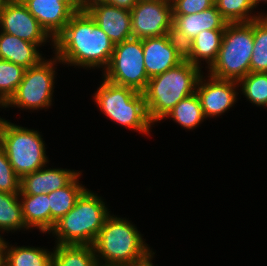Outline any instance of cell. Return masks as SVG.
Masks as SVG:
<instances>
[{
  "label": "cell",
  "mask_w": 267,
  "mask_h": 266,
  "mask_svg": "<svg viewBox=\"0 0 267 266\" xmlns=\"http://www.w3.org/2000/svg\"><path fill=\"white\" fill-rule=\"evenodd\" d=\"M114 47L108 35L84 10L76 12L54 39L53 51L63 65L105 70Z\"/></svg>",
  "instance_id": "1"
},
{
  "label": "cell",
  "mask_w": 267,
  "mask_h": 266,
  "mask_svg": "<svg viewBox=\"0 0 267 266\" xmlns=\"http://www.w3.org/2000/svg\"><path fill=\"white\" fill-rule=\"evenodd\" d=\"M203 72L188 60L149 78L142 92L150 120L155 124L181 100L196 92V85Z\"/></svg>",
  "instance_id": "2"
},
{
  "label": "cell",
  "mask_w": 267,
  "mask_h": 266,
  "mask_svg": "<svg viewBox=\"0 0 267 266\" xmlns=\"http://www.w3.org/2000/svg\"><path fill=\"white\" fill-rule=\"evenodd\" d=\"M92 190L86 189L75 206L49 232L57 245H93L110 214L106 203ZM57 237V238H56Z\"/></svg>",
  "instance_id": "3"
},
{
  "label": "cell",
  "mask_w": 267,
  "mask_h": 266,
  "mask_svg": "<svg viewBox=\"0 0 267 266\" xmlns=\"http://www.w3.org/2000/svg\"><path fill=\"white\" fill-rule=\"evenodd\" d=\"M131 221L109 214L93 244L101 266H123L144 257L150 249Z\"/></svg>",
  "instance_id": "4"
},
{
  "label": "cell",
  "mask_w": 267,
  "mask_h": 266,
  "mask_svg": "<svg viewBox=\"0 0 267 266\" xmlns=\"http://www.w3.org/2000/svg\"><path fill=\"white\" fill-rule=\"evenodd\" d=\"M102 80L93 97L100 111L126 129L151 134L154 123L149 118L143 93Z\"/></svg>",
  "instance_id": "5"
},
{
  "label": "cell",
  "mask_w": 267,
  "mask_h": 266,
  "mask_svg": "<svg viewBox=\"0 0 267 266\" xmlns=\"http://www.w3.org/2000/svg\"><path fill=\"white\" fill-rule=\"evenodd\" d=\"M253 47L254 20L246 23H228L217 59L209 68L208 75L238 82L250 73Z\"/></svg>",
  "instance_id": "6"
},
{
  "label": "cell",
  "mask_w": 267,
  "mask_h": 266,
  "mask_svg": "<svg viewBox=\"0 0 267 266\" xmlns=\"http://www.w3.org/2000/svg\"><path fill=\"white\" fill-rule=\"evenodd\" d=\"M41 135L37 130L16 125L0 117V146L20 178L49 163Z\"/></svg>",
  "instance_id": "7"
},
{
  "label": "cell",
  "mask_w": 267,
  "mask_h": 266,
  "mask_svg": "<svg viewBox=\"0 0 267 266\" xmlns=\"http://www.w3.org/2000/svg\"><path fill=\"white\" fill-rule=\"evenodd\" d=\"M43 59L38 65L25 70L23 79L15 93L4 104L3 108L18 107L21 110H43L52 105L54 83L59 58Z\"/></svg>",
  "instance_id": "8"
},
{
  "label": "cell",
  "mask_w": 267,
  "mask_h": 266,
  "mask_svg": "<svg viewBox=\"0 0 267 266\" xmlns=\"http://www.w3.org/2000/svg\"><path fill=\"white\" fill-rule=\"evenodd\" d=\"M143 57V40L141 39L132 37L116 44L102 78L142 93L149 80Z\"/></svg>",
  "instance_id": "9"
},
{
  "label": "cell",
  "mask_w": 267,
  "mask_h": 266,
  "mask_svg": "<svg viewBox=\"0 0 267 266\" xmlns=\"http://www.w3.org/2000/svg\"><path fill=\"white\" fill-rule=\"evenodd\" d=\"M133 38L146 39L172 33V3L138 0L130 11Z\"/></svg>",
  "instance_id": "10"
},
{
  "label": "cell",
  "mask_w": 267,
  "mask_h": 266,
  "mask_svg": "<svg viewBox=\"0 0 267 266\" xmlns=\"http://www.w3.org/2000/svg\"><path fill=\"white\" fill-rule=\"evenodd\" d=\"M0 29L1 32L14 35L38 46H44L51 40L54 48V39L28 11L21 0H14L0 8Z\"/></svg>",
  "instance_id": "11"
},
{
  "label": "cell",
  "mask_w": 267,
  "mask_h": 266,
  "mask_svg": "<svg viewBox=\"0 0 267 266\" xmlns=\"http://www.w3.org/2000/svg\"><path fill=\"white\" fill-rule=\"evenodd\" d=\"M203 74L202 72L196 85V94L203 113L206 118L221 116L237 102L238 82L218 79L207 74L203 77ZM205 77L208 79L206 80Z\"/></svg>",
  "instance_id": "12"
},
{
  "label": "cell",
  "mask_w": 267,
  "mask_h": 266,
  "mask_svg": "<svg viewBox=\"0 0 267 266\" xmlns=\"http://www.w3.org/2000/svg\"><path fill=\"white\" fill-rule=\"evenodd\" d=\"M143 53L148 78L162 74L185 60L184 47L172 34L143 39Z\"/></svg>",
  "instance_id": "13"
},
{
  "label": "cell",
  "mask_w": 267,
  "mask_h": 266,
  "mask_svg": "<svg viewBox=\"0 0 267 266\" xmlns=\"http://www.w3.org/2000/svg\"><path fill=\"white\" fill-rule=\"evenodd\" d=\"M85 11L115 45L133 37L130 11L104 2L93 3Z\"/></svg>",
  "instance_id": "14"
},
{
  "label": "cell",
  "mask_w": 267,
  "mask_h": 266,
  "mask_svg": "<svg viewBox=\"0 0 267 266\" xmlns=\"http://www.w3.org/2000/svg\"><path fill=\"white\" fill-rule=\"evenodd\" d=\"M228 22L216 6L195 14L173 15L172 36L185 47L203 30L225 29Z\"/></svg>",
  "instance_id": "15"
},
{
  "label": "cell",
  "mask_w": 267,
  "mask_h": 266,
  "mask_svg": "<svg viewBox=\"0 0 267 266\" xmlns=\"http://www.w3.org/2000/svg\"><path fill=\"white\" fill-rule=\"evenodd\" d=\"M45 31L55 39L76 13L67 3L57 0H21Z\"/></svg>",
  "instance_id": "16"
},
{
  "label": "cell",
  "mask_w": 267,
  "mask_h": 266,
  "mask_svg": "<svg viewBox=\"0 0 267 266\" xmlns=\"http://www.w3.org/2000/svg\"><path fill=\"white\" fill-rule=\"evenodd\" d=\"M45 167L20 178L19 194H48L67 186L80 173L78 170Z\"/></svg>",
  "instance_id": "17"
},
{
  "label": "cell",
  "mask_w": 267,
  "mask_h": 266,
  "mask_svg": "<svg viewBox=\"0 0 267 266\" xmlns=\"http://www.w3.org/2000/svg\"><path fill=\"white\" fill-rule=\"evenodd\" d=\"M225 29L203 30L197 34L185 47V59L200 69L202 61L208 64L209 69L215 62L221 46Z\"/></svg>",
  "instance_id": "18"
},
{
  "label": "cell",
  "mask_w": 267,
  "mask_h": 266,
  "mask_svg": "<svg viewBox=\"0 0 267 266\" xmlns=\"http://www.w3.org/2000/svg\"><path fill=\"white\" fill-rule=\"evenodd\" d=\"M38 45L0 31V59L28 69L38 65L44 58Z\"/></svg>",
  "instance_id": "19"
},
{
  "label": "cell",
  "mask_w": 267,
  "mask_h": 266,
  "mask_svg": "<svg viewBox=\"0 0 267 266\" xmlns=\"http://www.w3.org/2000/svg\"><path fill=\"white\" fill-rule=\"evenodd\" d=\"M23 219L30 230L39 229L41 233L51 231V210L48 194L28 195L19 194Z\"/></svg>",
  "instance_id": "20"
},
{
  "label": "cell",
  "mask_w": 267,
  "mask_h": 266,
  "mask_svg": "<svg viewBox=\"0 0 267 266\" xmlns=\"http://www.w3.org/2000/svg\"><path fill=\"white\" fill-rule=\"evenodd\" d=\"M80 172L67 186L48 193L51 210V230L60 218L66 215L74 206L77 199L87 189L79 182Z\"/></svg>",
  "instance_id": "21"
},
{
  "label": "cell",
  "mask_w": 267,
  "mask_h": 266,
  "mask_svg": "<svg viewBox=\"0 0 267 266\" xmlns=\"http://www.w3.org/2000/svg\"><path fill=\"white\" fill-rule=\"evenodd\" d=\"M5 240L4 266H53V251L33 246L9 245Z\"/></svg>",
  "instance_id": "22"
},
{
  "label": "cell",
  "mask_w": 267,
  "mask_h": 266,
  "mask_svg": "<svg viewBox=\"0 0 267 266\" xmlns=\"http://www.w3.org/2000/svg\"><path fill=\"white\" fill-rule=\"evenodd\" d=\"M53 250V266H101L93 245H57Z\"/></svg>",
  "instance_id": "23"
},
{
  "label": "cell",
  "mask_w": 267,
  "mask_h": 266,
  "mask_svg": "<svg viewBox=\"0 0 267 266\" xmlns=\"http://www.w3.org/2000/svg\"><path fill=\"white\" fill-rule=\"evenodd\" d=\"M171 118L182 128L193 130L206 119L196 92L179 101L163 119Z\"/></svg>",
  "instance_id": "24"
},
{
  "label": "cell",
  "mask_w": 267,
  "mask_h": 266,
  "mask_svg": "<svg viewBox=\"0 0 267 266\" xmlns=\"http://www.w3.org/2000/svg\"><path fill=\"white\" fill-rule=\"evenodd\" d=\"M21 229L28 230L23 219L19 194L0 192V233H14ZM0 237L3 238L1 234Z\"/></svg>",
  "instance_id": "25"
},
{
  "label": "cell",
  "mask_w": 267,
  "mask_h": 266,
  "mask_svg": "<svg viewBox=\"0 0 267 266\" xmlns=\"http://www.w3.org/2000/svg\"><path fill=\"white\" fill-rule=\"evenodd\" d=\"M214 5L228 23L251 22L264 15L257 13L252 0H214Z\"/></svg>",
  "instance_id": "26"
},
{
  "label": "cell",
  "mask_w": 267,
  "mask_h": 266,
  "mask_svg": "<svg viewBox=\"0 0 267 266\" xmlns=\"http://www.w3.org/2000/svg\"><path fill=\"white\" fill-rule=\"evenodd\" d=\"M250 72L267 73V14L254 20V47Z\"/></svg>",
  "instance_id": "27"
},
{
  "label": "cell",
  "mask_w": 267,
  "mask_h": 266,
  "mask_svg": "<svg viewBox=\"0 0 267 266\" xmlns=\"http://www.w3.org/2000/svg\"><path fill=\"white\" fill-rule=\"evenodd\" d=\"M240 93L257 107H267V73L250 72L238 81Z\"/></svg>",
  "instance_id": "28"
},
{
  "label": "cell",
  "mask_w": 267,
  "mask_h": 266,
  "mask_svg": "<svg viewBox=\"0 0 267 266\" xmlns=\"http://www.w3.org/2000/svg\"><path fill=\"white\" fill-rule=\"evenodd\" d=\"M26 68L0 59V102L4 105L21 83Z\"/></svg>",
  "instance_id": "29"
},
{
  "label": "cell",
  "mask_w": 267,
  "mask_h": 266,
  "mask_svg": "<svg viewBox=\"0 0 267 266\" xmlns=\"http://www.w3.org/2000/svg\"><path fill=\"white\" fill-rule=\"evenodd\" d=\"M0 192L19 194L20 177L15 173L5 151L0 146Z\"/></svg>",
  "instance_id": "30"
},
{
  "label": "cell",
  "mask_w": 267,
  "mask_h": 266,
  "mask_svg": "<svg viewBox=\"0 0 267 266\" xmlns=\"http://www.w3.org/2000/svg\"><path fill=\"white\" fill-rule=\"evenodd\" d=\"M173 15L195 14L214 6V0H172Z\"/></svg>",
  "instance_id": "31"
},
{
  "label": "cell",
  "mask_w": 267,
  "mask_h": 266,
  "mask_svg": "<svg viewBox=\"0 0 267 266\" xmlns=\"http://www.w3.org/2000/svg\"><path fill=\"white\" fill-rule=\"evenodd\" d=\"M137 1L138 0H102L101 2L131 11Z\"/></svg>",
  "instance_id": "32"
},
{
  "label": "cell",
  "mask_w": 267,
  "mask_h": 266,
  "mask_svg": "<svg viewBox=\"0 0 267 266\" xmlns=\"http://www.w3.org/2000/svg\"><path fill=\"white\" fill-rule=\"evenodd\" d=\"M155 253L151 250L144 257L139 260L133 261L130 264H126L123 266H154L151 262L154 258Z\"/></svg>",
  "instance_id": "33"
},
{
  "label": "cell",
  "mask_w": 267,
  "mask_h": 266,
  "mask_svg": "<svg viewBox=\"0 0 267 266\" xmlns=\"http://www.w3.org/2000/svg\"><path fill=\"white\" fill-rule=\"evenodd\" d=\"M64 1L67 3L75 12L84 11V9L80 6L78 0H57Z\"/></svg>",
  "instance_id": "34"
},
{
  "label": "cell",
  "mask_w": 267,
  "mask_h": 266,
  "mask_svg": "<svg viewBox=\"0 0 267 266\" xmlns=\"http://www.w3.org/2000/svg\"><path fill=\"white\" fill-rule=\"evenodd\" d=\"M5 238L0 239V266H4L5 260Z\"/></svg>",
  "instance_id": "35"
},
{
  "label": "cell",
  "mask_w": 267,
  "mask_h": 266,
  "mask_svg": "<svg viewBox=\"0 0 267 266\" xmlns=\"http://www.w3.org/2000/svg\"><path fill=\"white\" fill-rule=\"evenodd\" d=\"M102 0H78L80 6L85 10L89 5L101 2Z\"/></svg>",
  "instance_id": "36"
},
{
  "label": "cell",
  "mask_w": 267,
  "mask_h": 266,
  "mask_svg": "<svg viewBox=\"0 0 267 266\" xmlns=\"http://www.w3.org/2000/svg\"><path fill=\"white\" fill-rule=\"evenodd\" d=\"M252 1L256 8L258 7L259 3H262V2H264V4L267 3V0H252Z\"/></svg>",
  "instance_id": "37"
},
{
  "label": "cell",
  "mask_w": 267,
  "mask_h": 266,
  "mask_svg": "<svg viewBox=\"0 0 267 266\" xmlns=\"http://www.w3.org/2000/svg\"><path fill=\"white\" fill-rule=\"evenodd\" d=\"M14 0H0V8Z\"/></svg>",
  "instance_id": "38"
},
{
  "label": "cell",
  "mask_w": 267,
  "mask_h": 266,
  "mask_svg": "<svg viewBox=\"0 0 267 266\" xmlns=\"http://www.w3.org/2000/svg\"><path fill=\"white\" fill-rule=\"evenodd\" d=\"M151 1H163V2H172V0H151Z\"/></svg>",
  "instance_id": "39"
},
{
  "label": "cell",
  "mask_w": 267,
  "mask_h": 266,
  "mask_svg": "<svg viewBox=\"0 0 267 266\" xmlns=\"http://www.w3.org/2000/svg\"><path fill=\"white\" fill-rule=\"evenodd\" d=\"M3 106H4V105L0 102V108H3Z\"/></svg>",
  "instance_id": "40"
}]
</instances>
